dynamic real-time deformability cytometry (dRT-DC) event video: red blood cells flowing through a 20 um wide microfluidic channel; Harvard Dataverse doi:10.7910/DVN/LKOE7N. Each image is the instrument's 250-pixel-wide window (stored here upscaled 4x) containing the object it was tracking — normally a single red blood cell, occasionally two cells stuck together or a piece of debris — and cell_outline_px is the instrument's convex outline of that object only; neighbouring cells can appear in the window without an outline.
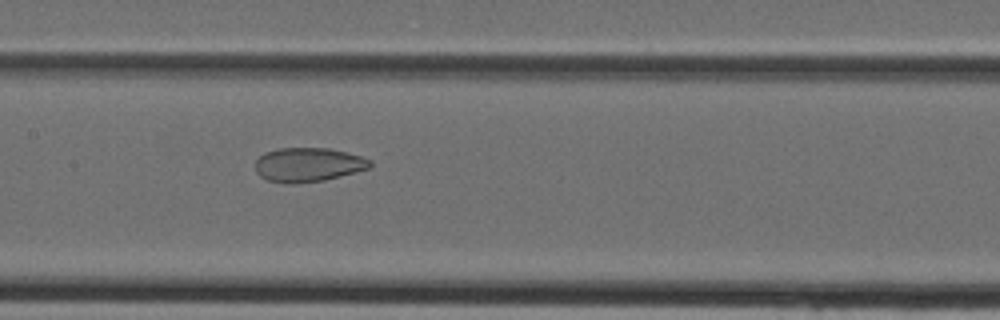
{"species": "Egyptian fruit bat (a non-hibernating species)", "species_latin": "Rousettus aegyptiacus", "temperature_condition": "cold", "stored_images_in_passage": 39, "camera_frame_rate_fps": 3000, "um_per_image_px": 0.085, "animal": {"sex": "female"}, "frame": {"image": 1, "passage_image": 19, "time_ms": 6.0, "image_size_px": [1000, 320], "cell_outline_px": [[372, 168], [324, 180], [296, 184], [288, 184], [268, 180], [260, 176], [256, 172], [256, 160], [264, 152], [280, 148], [328, 148], [360, 156], [372, 160]], "centroid_in_image_um": [26.2, 14.01], "position_along_channel_um": 181.2, "area_um2": 22.89}}
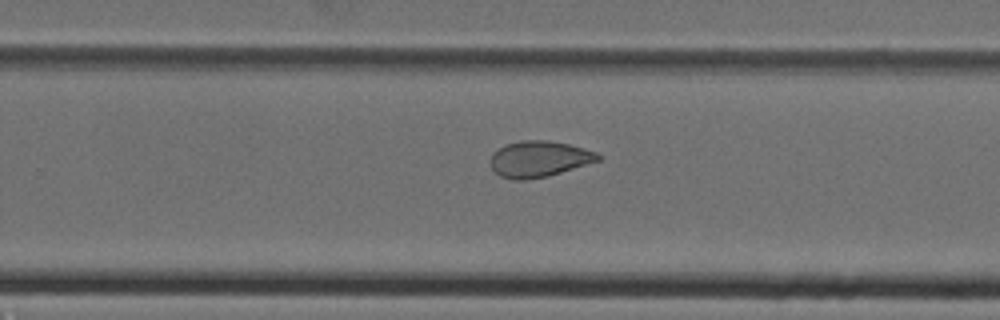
{"frame": {"image": 2, "passage_image": 25, "time_ms": 8.0, "image_size_px": [1000, 320], "cell_outline_px": [[600, 160], [548, 176], [524, 180], [512, 180], [500, 176], [492, 168], [492, 156], [504, 144], [520, 140], [548, 140], [568, 144], [584, 148], [596, 152], [600, 156]], "centroid_in_image_um": [45.83, 13.51], "position_along_channel_um": 284.0, "area_um2": 22.37}}
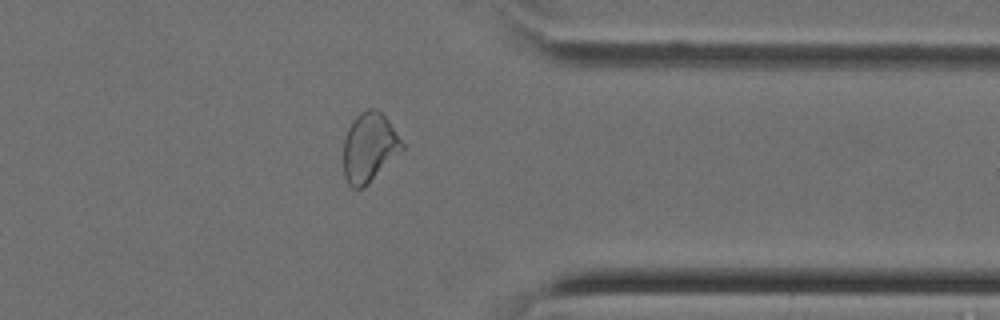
{"frame": {"image": 3, "passage_image": 31, "time_ms": 10.0, "image_size_px": [1000, 320], "cell_outline_px": [[404, 148], [364, 188], [352, 188], [348, 184], [344, 176], [344, 136], [352, 120], [360, 112], [368, 108], [376, 108], [388, 120], [404, 144]], "centroid_in_image_um": [31.37, 12.52], "position_along_channel_um": 380.0, "area_um2": 23.58}}